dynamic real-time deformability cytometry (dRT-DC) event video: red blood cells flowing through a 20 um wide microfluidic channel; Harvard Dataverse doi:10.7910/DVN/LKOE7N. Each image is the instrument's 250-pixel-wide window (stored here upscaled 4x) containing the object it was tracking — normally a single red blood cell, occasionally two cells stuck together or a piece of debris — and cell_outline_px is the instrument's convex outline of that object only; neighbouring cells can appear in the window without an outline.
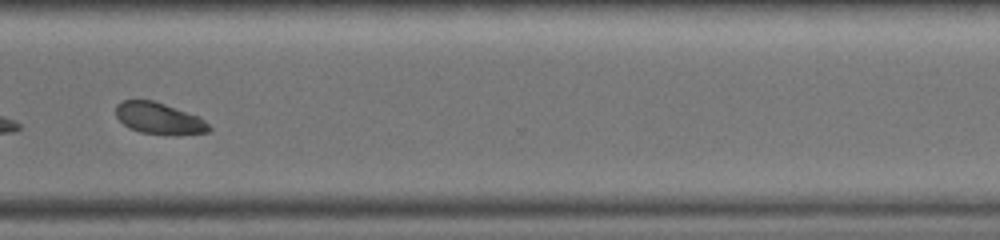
{"species": "common noctule bat (a hibernating species)", "species_latin": "Nyctalus noctula", "temperature_condition": "warm", "stored_images_in_passage": 32, "camera_frame_rate_fps": 3000, "um_per_image_px": 0.085, "animal": {"sex": "female", "body_mass_g": 19.0, "forearm_length_mm": 51.5}, "frame": {"image": 1, "passage_image": 24, "time_ms": 5.333, "image_size_px": [1000, 240], "cell_outline_px": [[212, 132], [140, 132], [124, 124], [116, 116], [116, 104], [124, 100], [152, 100], [164, 104], [196, 116], [204, 120], [212, 128]], "centroid_in_image_um": [13.46, 10.01], "position_along_channel_um": 357.1, "area_um2": 16.01}}